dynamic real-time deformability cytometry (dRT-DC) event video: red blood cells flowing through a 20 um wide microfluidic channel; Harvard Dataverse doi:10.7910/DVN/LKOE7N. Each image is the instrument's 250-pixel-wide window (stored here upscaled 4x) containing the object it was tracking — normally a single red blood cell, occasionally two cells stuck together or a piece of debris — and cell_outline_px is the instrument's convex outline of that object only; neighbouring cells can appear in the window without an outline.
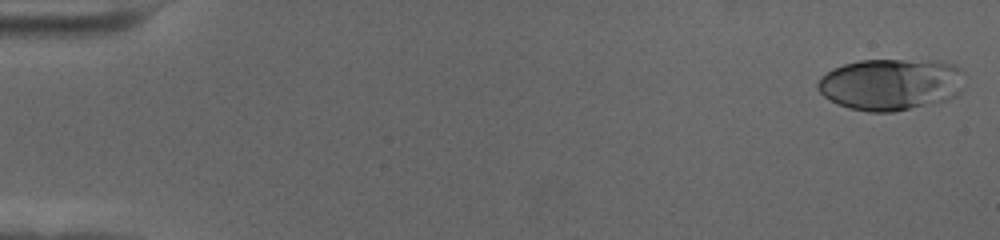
{"species": "human", "species_latin": "Homo sapiens", "temperature_condition": "cold", "stored_images_in_passage": 58, "camera_frame_rate_fps": 3000, "um_per_image_px": 0.085, "donor": {"sex": "female"}, "frame": {"image": 1, "passage_image": 1, "time_ms": 0.0, "image_size_px": [1000, 240], "cell_outline_px": [[964, 88], [956, 96], [948, 100], [892, 112], [868, 112], [848, 108], [836, 104], [824, 96], [816, 88], [816, 84], [820, 76], [832, 68], [844, 64], [860, 60], [940, 60], [956, 64], [964, 72]], "centroid_in_image_um": [75.75, 7.16], "position_along_channel_um": 9.3, "area_um2": 45.14}}
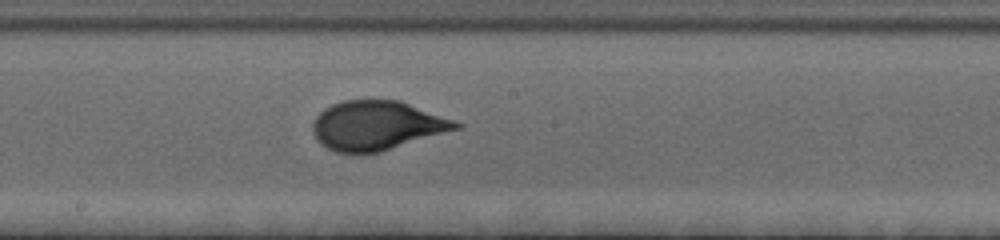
{"frame": {"image": 2, "passage_image": 32, "time_ms": 10.333, "image_size_px": [1000, 240], "cell_outline_px": [[464, 128], [380, 152], [336, 152], [320, 144], [312, 132], [312, 124], [316, 116], [324, 108], [332, 104], [344, 100], [400, 100], [456, 120], [464, 124]], "centroid_in_image_um": [32.09, 10.66], "position_along_channel_um": 216.1, "area_um2": 41.44}}
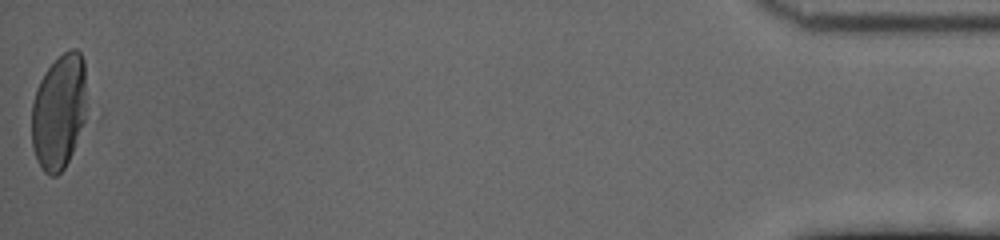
{"frame": {"image": 3, "passage_image": 58, "time_ms": 19.0, "image_size_px": [1000, 240], "cell_outline_px": [[92, 116], [64, 168], [56, 176], [48, 176], [44, 172], [36, 160], [32, 144], [32, 104], [36, 88], [44, 72], [64, 52], [72, 48], [76, 48], [80, 52], [84, 60]], "centroid_in_image_um": [5.12, 9.49], "position_along_channel_um": 430.1, "area_um2": 39.07}, "authors_computed_cell_mechanics": {"area_um2": 40.749, "velocity_mm_per_s": 3.4782, "shape_relaxation_time_tau1_ms": 4.1178, "shape_relaxation_time_tau2_ms": null, "deformation_change_tau1": 0.2119, "deformation_change_tau2": null}}